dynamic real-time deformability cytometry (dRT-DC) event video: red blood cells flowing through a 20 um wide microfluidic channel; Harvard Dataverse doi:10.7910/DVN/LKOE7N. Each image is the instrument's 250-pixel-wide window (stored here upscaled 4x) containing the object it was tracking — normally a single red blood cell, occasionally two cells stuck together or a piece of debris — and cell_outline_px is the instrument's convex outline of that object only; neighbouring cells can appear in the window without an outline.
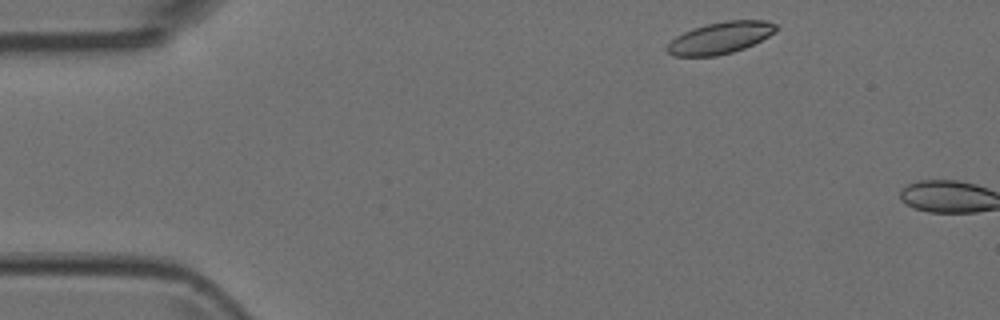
{"species": "Egyptian fruit bat (a non-hibernating species)", "species_latin": "Rousettus aegyptiacus", "temperature_condition": "room temperature", "stored_images_in_passage": 2, "camera_frame_rate_fps": 3000, "um_per_image_px": 0.085, "animal": {"sex": "female"}, "frame": {"image": 1, "passage_image": 1, "time_ms": 0.0, "image_size_px": [1000, 320], "cell_outline_px": [[776, 28], [768, 36], [744, 48], [732, 52], [716, 56], [672, 56], [664, 48], [676, 36], [692, 28], [708, 24], [728, 20], [764, 20], [776, 24]], "centroid_in_image_um": [61.16, 3.22], "position_along_channel_um": 23.8, "area_um2": 19.88}}